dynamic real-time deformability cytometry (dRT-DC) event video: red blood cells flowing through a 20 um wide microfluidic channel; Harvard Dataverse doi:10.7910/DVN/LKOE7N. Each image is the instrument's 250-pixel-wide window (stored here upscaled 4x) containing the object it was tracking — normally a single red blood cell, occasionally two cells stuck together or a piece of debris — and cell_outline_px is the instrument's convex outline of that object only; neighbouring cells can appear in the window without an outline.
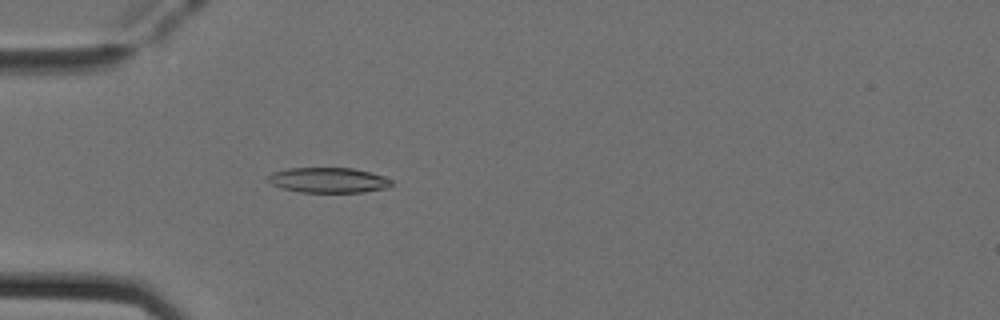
{"species": "Egyptian fruit bat (a non-hibernating species)", "species_latin": "Rousettus aegyptiacus", "temperature_condition": "cold", "stored_images_in_passage": 38, "camera_frame_rate_fps": 3000, "um_per_image_px": 0.085, "animal": {"sex": "female"}, "frame": {"image": 1, "passage_image": 11, "time_ms": 3.333, "image_size_px": [1000, 320], "cell_outline_px": [[392, 184], [388, 188], [364, 192], [300, 192], [284, 188], [272, 184], [268, 180], [268, 176], [272, 172], [288, 168], [352, 168], [384, 176], [392, 180]], "centroid_in_image_um": [27.93, 15.31], "position_along_channel_um": 57.1, "area_um2": 18.03}}
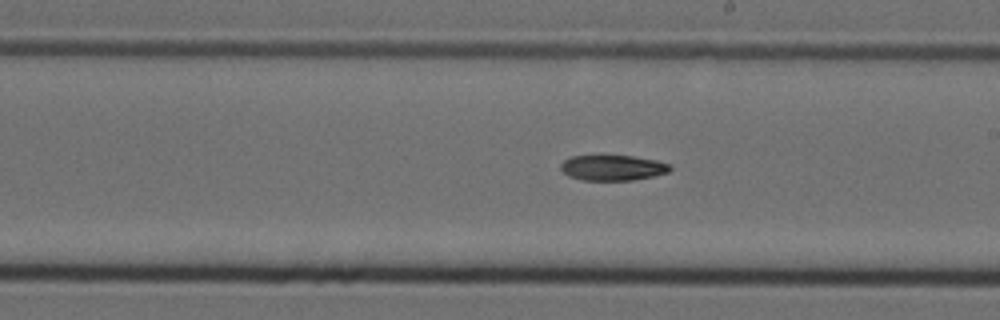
{"frame": {"image": 2, "passage_image": 25, "time_ms": 8.0, "image_size_px": [1000, 320], "cell_outline_px": [[672, 168], [668, 172], [652, 176], [632, 180], [584, 180], [568, 176], [560, 168], [560, 164], [564, 160], [572, 156], [632, 156], [656, 160], [672, 164]], "centroid_in_image_um": [52.09, 14.26], "position_along_channel_um": 236.9, "area_um2": 16.13}}
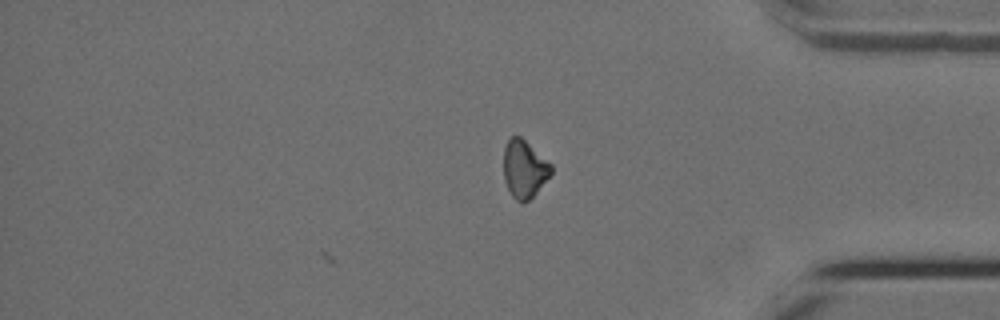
{"frame": {"image": 3, "passage_image": 38, "time_ms": 12.333, "image_size_px": [1000, 320], "cell_outline_px": [[552, 172], [536, 192], [524, 204], [520, 204], [512, 196], [504, 180], [504, 148], [508, 136], [520, 136], [552, 164]], "centroid_in_image_um": [44.54, 14.36], "position_along_channel_um": 390.7, "area_um2": 15.95}}